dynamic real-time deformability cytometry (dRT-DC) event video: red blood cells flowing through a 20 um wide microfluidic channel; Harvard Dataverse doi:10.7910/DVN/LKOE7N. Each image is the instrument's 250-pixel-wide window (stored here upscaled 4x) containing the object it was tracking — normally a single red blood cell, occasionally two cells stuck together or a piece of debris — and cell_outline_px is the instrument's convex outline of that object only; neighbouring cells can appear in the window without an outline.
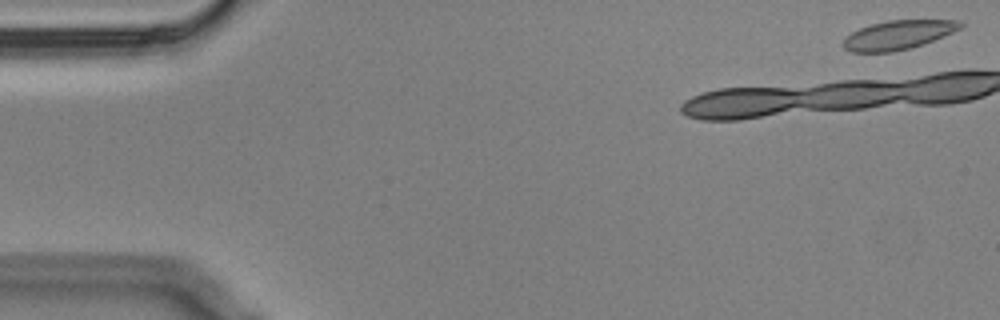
{"species": "Egyptian fruit bat (a non-hibernating species)", "species_latin": "Rousettus aegyptiacus", "temperature_condition": "cold", "stored_images_in_passage": 18, "camera_frame_rate_fps": 3000, "um_per_image_px": 0.085, "animal": {"sex": "male"}, "frame": {"image": 1, "passage_image": 1, "time_ms": 0.0, "image_size_px": [1000, 320], "cell_outline_px": [[964, 24], [960, 28], [952, 32], [932, 40], [908, 48], [892, 52], [852, 52], [844, 48], [840, 44], [852, 32], [860, 28], [872, 24], [888, 20], [960, 20]], "centroid_in_image_um": [76.31, 2.96], "position_along_channel_um": 8.7, "area_um2": 19.48}}
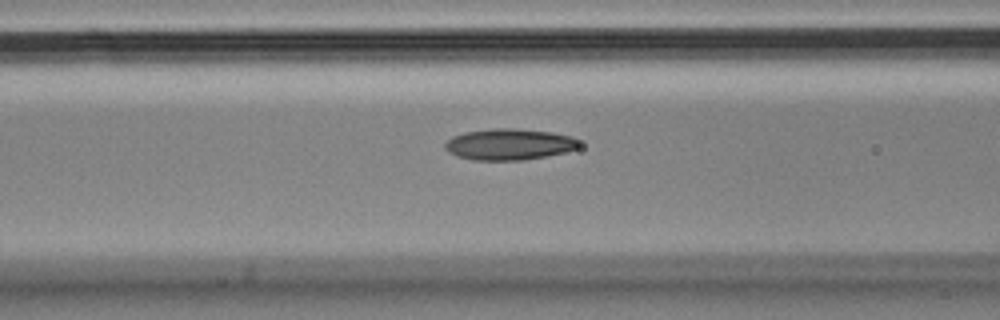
{"frame": {"image": 2, "passage_image": 16, "time_ms": 5.0, "image_size_px": [1000, 320], "cell_outline_px": [[580, 148], [564, 152], [524, 160], [472, 160], [456, 156], [448, 152], [444, 148], [444, 144], [452, 136], [464, 132], [492, 128], [516, 128], [552, 132], [572, 136], [580, 140]], "centroid_in_image_um": [43.28, 12.26], "position_along_channel_um": 123.3, "area_um2": 24.68}}